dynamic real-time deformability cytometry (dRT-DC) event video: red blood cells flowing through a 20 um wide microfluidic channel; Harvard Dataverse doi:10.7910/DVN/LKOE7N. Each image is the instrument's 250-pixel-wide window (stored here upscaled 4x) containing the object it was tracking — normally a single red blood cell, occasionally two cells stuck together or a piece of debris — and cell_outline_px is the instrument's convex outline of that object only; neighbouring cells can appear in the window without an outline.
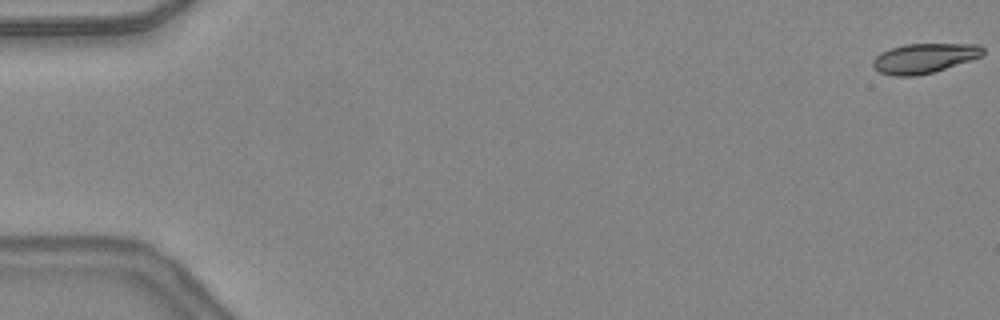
{"species": "common noctule bat (a hibernating species)", "species_latin": "Nyctalus noctula", "temperature_condition": "warm", "stored_images_in_passage": 48, "camera_frame_rate_fps": 3000, "um_per_image_px": 0.085, "animal": {"sex": "female", "body_mass_g": 24.6, "forearm_length_mm": 56.2}, "frame": {"image": 1, "passage_image": 1, "time_ms": 0.0, "image_size_px": [1000, 320], "cell_outline_px": [[984, 52], [980, 56], [932, 72], [916, 76], [892, 76], [880, 72], [872, 64], [872, 60], [880, 52], [904, 44], [980, 44], [984, 48]], "centroid_in_image_um": [78.52, 4.94], "position_along_channel_um": 6.5, "area_um2": 18.79}}
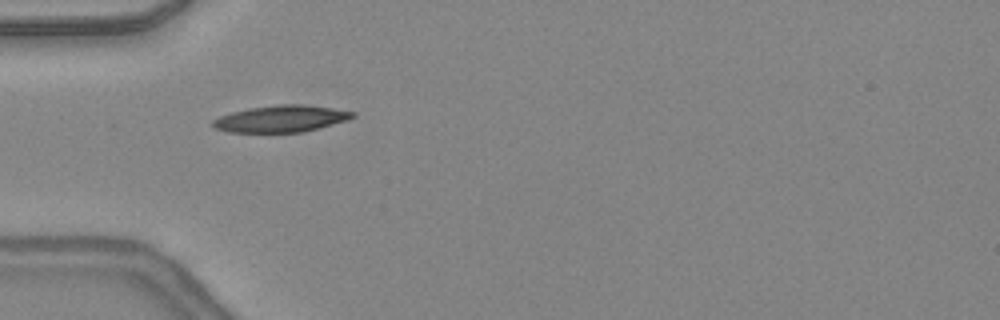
{"frame": {"image": 2, "passage_image": 16, "time_ms": 5.0, "image_size_px": [1000, 320], "cell_outline_px": [[356, 116], [348, 120], [304, 132], [228, 132], [216, 128], [208, 124], [212, 120], [220, 116], [232, 112], [252, 108], [276, 104], [304, 104], [332, 108], [356, 112]], "centroid_in_image_um": [23.9, 10.09], "position_along_channel_um": 61.1, "area_um2": 21.85}}
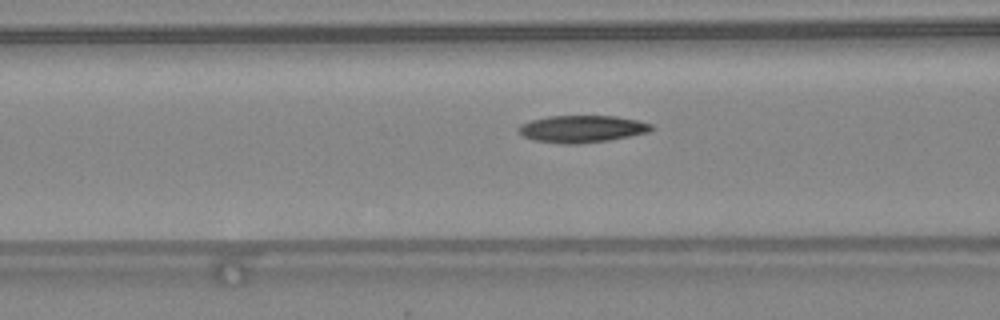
{"frame": {"image": 3, "passage_image": 20, "time_ms": 6.333, "image_size_px": [1000, 320], "cell_outline_px": [[656, 128], [648, 132], [608, 140], [580, 144], [564, 144], [536, 140], [524, 136], [516, 128], [520, 124], [528, 120], [548, 116], [616, 116], [636, 120], [652, 124]], "centroid_in_image_um": [49.45, 10.95], "position_along_channel_um": 117.1, "area_um2": 20.98}, "authors_computed_cell_mechanics": {"area_um2": 20.3745, "velocity_mm_per_s": 4.3874, "shape_relaxation_time_tau1_ms": null, "shape_relaxation_time_tau2_ms": 2.2959, "deformation_change_tau1": null, "deformation_change_tau2": 0.0785}}